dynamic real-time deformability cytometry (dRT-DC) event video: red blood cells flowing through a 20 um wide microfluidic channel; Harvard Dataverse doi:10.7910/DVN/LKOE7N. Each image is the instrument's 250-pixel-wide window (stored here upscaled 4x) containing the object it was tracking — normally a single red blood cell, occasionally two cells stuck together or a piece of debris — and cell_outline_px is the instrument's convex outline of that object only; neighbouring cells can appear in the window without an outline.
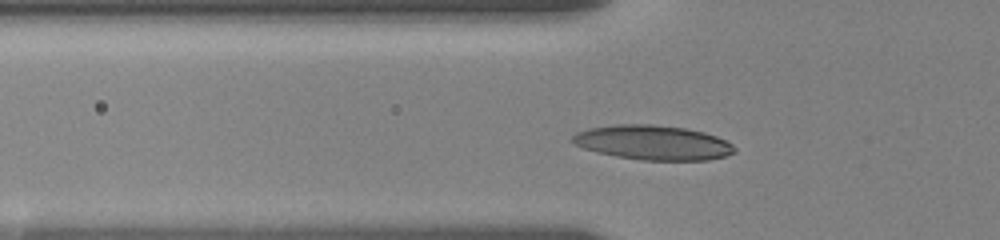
{"species": "human", "species_latin": "Homo sapiens", "temperature_condition": "room temperature", "stored_images_in_passage": 36, "camera_frame_rate_fps": 3000, "um_per_image_px": 0.085, "donor": {"sex": "female"}, "frame": {"image": 1, "passage_image": 18, "time_ms": 3.667, "image_size_px": [1000, 240], "cell_outline_px": [[736, 152], [724, 156], [708, 160], [640, 160], [616, 156], [596, 152], [572, 144], [572, 136], [576, 132], [588, 128], [616, 124], [652, 124], [684, 128], [704, 132], [716, 136], [732, 144], [736, 148]], "centroid_in_image_um": [55.47, 12.12], "position_along_channel_um": 70.3, "area_um2": 32.71}}
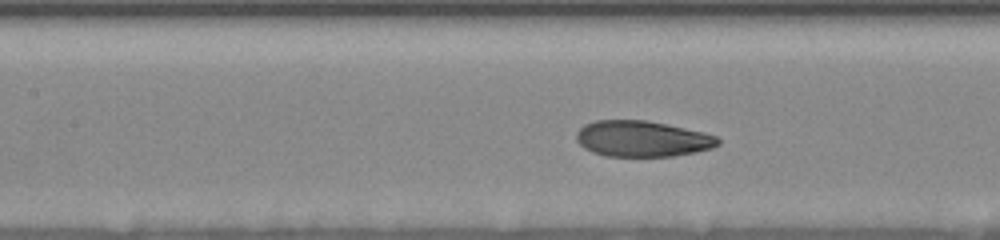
{"frame": {"image": 2, "passage_image": 28, "time_ms": 6.0, "image_size_px": [1000, 240], "cell_outline_px": [[720, 144], [712, 148], [696, 152], [672, 156], [604, 156], [592, 152], [584, 148], [576, 140], [576, 132], [584, 124], [596, 120], [648, 120], [704, 132], [716, 136], [720, 140]], "centroid_in_image_um": [54.58, 11.79], "position_along_channel_um": 152.8, "area_um2": 29.82}}
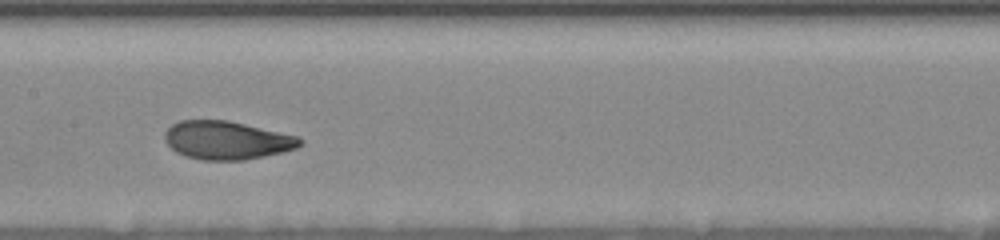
{"frame": {"image": 3, "passage_image": 32, "time_ms": 7.0, "image_size_px": [1000, 240], "cell_outline_px": [[304, 144], [296, 148], [264, 156], [244, 160], [200, 160], [184, 156], [176, 152], [164, 140], [164, 132], [172, 124], [180, 120], [228, 120], [296, 136], [304, 140]], "centroid_in_image_um": [19.25, 11.92], "position_along_channel_um": 188.2, "area_um2": 30.17}}